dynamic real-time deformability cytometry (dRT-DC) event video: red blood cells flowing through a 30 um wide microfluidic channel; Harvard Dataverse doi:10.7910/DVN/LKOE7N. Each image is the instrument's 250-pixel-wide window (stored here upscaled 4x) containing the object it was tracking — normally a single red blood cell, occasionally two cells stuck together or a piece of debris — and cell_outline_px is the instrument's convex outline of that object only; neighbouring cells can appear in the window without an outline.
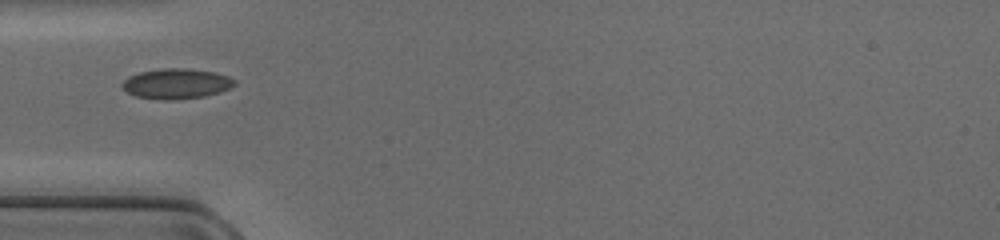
{"species": "common noctule bat (a hibernating species)", "species_latin": "Nyctalus noctula", "temperature_condition": "cold", "stored_images_in_passage": 5, "camera_frame_rate_fps": 3000, "um_per_image_px": 0.085, "animal": {"sex": "female", "body_mass_g": 17.0, "forearm_length_mm": 48.0}, "frame": {"image": 1, "passage_image": 1, "time_ms": 0.0, "image_size_px": [1000, 240], "cell_outline_px": [[236, 84], [220, 92], [204, 96], [168, 100], [164, 100], [136, 96], [128, 92], [120, 84], [128, 76], [140, 72], [160, 68], [188, 68], [216, 72], [228, 76], [236, 80]], "centroid_in_image_um": [15.0, 7.09], "position_along_channel_um": 70.0, "area_um2": 19.77}}
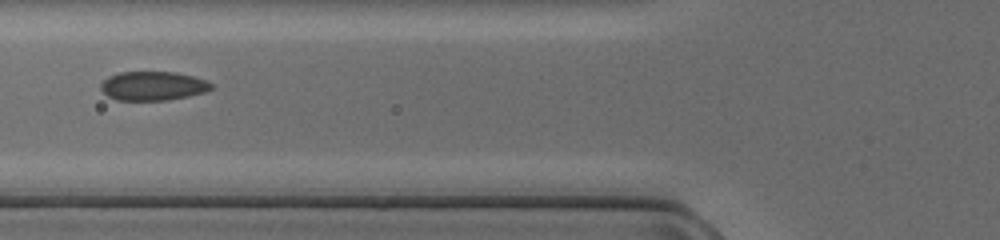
{"frame": {"image": 2, "passage_image": 4, "time_ms": 1.0, "image_size_px": [1000, 240], "cell_outline_px": [[212, 88], [204, 92], [188, 96], [168, 100], [116, 100], [108, 96], [100, 88], [100, 84], [108, 76], [120, 72], [176, 72], [192, 76], [204, 80], [212, 84]], "centroid_in_image_um": [12.97, 7.3], "position_along_channel_um": 112.8, "area_um2": 18.55}}